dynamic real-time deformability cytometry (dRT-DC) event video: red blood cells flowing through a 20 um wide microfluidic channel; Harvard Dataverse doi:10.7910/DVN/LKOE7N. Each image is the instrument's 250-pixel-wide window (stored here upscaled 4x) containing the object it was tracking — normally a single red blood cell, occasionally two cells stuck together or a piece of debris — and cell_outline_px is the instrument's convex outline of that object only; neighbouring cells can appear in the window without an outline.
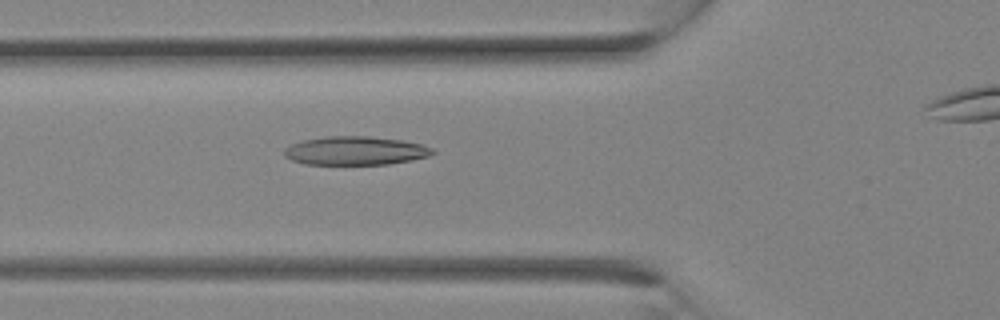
{"species": "Egyptian fruit bat (a non-hibernating species)", "species_latin": "Rousettus aegyptiacus", "temperature_condition": "room temperature", "stored_images_in_passage": 4, "camera_frame_rate_fps": 3000, "um_per_image_px": 0.085, "animal": {"sex": "female"}, "frame": {"image": 1, "passage_image": 3, "time_ms": 0.667, "image_size_px": [1000, 320], "cell_outline_px": [[436, 152], [428, 156], [412, 160], [388, 164], [304, 164], [292, 160], [284, 156], [284, 148], [292, 144], [304, 140], [324, 136], [368, 136], [404, 140], [420, 144], [432, 148]], "centroid_in_image_um": [30.2, 12.81], "position_along_channel_um": 95.6, "area_um2": 24.74}}